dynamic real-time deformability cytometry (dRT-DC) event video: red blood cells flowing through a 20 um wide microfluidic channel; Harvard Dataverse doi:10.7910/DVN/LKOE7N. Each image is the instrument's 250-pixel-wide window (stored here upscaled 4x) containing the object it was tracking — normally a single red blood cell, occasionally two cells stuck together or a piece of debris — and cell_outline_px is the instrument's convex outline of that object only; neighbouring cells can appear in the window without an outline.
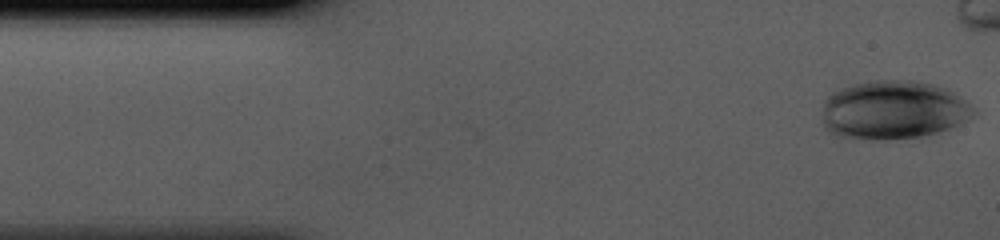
{"species": "human", "species_latin": "Homo sapiens", "temperature_condition": "cold", "stored_images_in_passage": 38, "camera_frame_rate_fps": 3000, "um_per_image_px": 0.085, "donor": {"sex": "male"}, "frame": {"image": 1, "passage_image": 1, "time_ms": 0.0, "image_size_px": [1000, 240], "cell_outline_px": [[976, 112], [968, 120], [952, 128], [920, 136], [888, 140], [868, 140], [832, 136], [824, 128], [820, 116], [820, 112], [824, 100], [832, 92], [856, 84], [872, 80], [912, 80], [932, 84], [944, 88], [960, 96]], "centroid_in_image_um": [75.85, 9.38], "position_along_channel_um": 9.1, "area_um2": 52.31}}
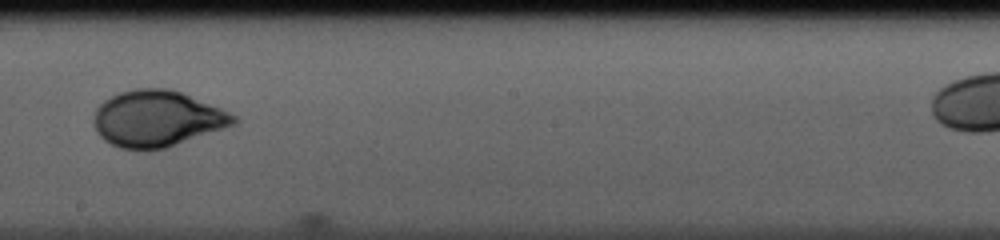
{"frame": {"image": 2, "passage_image": 23, "time_ms": 7.333, "image_size_px": [1000, 240], "cell_outline_px": [[240, 120], [236, 124], [168, 148], [148, 152], [140, 152], [120, 148], [104, 140], [96, 132], [96, 108], [104, 100], [120, 92], [136, 88], [168, 88], [180, 92], [220, 108], [236, 116]], "centroid_in_image_um": [13.37, 10.13], "position_along_channel_um": 234.8, "area_um2": 46.07}}
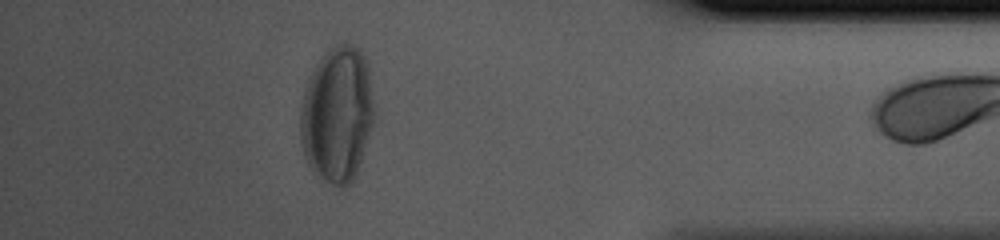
{"frame": {"image": 3, "passage_image": 37, "time_ms": 12.0, "image_size_px": [1000, 240], "cell_outline_px": [[376, 116], [356, 176], [352, 184], [344, 188], [340, 188], [316, 176], [312, 172], [304, 156], [300, 140], [300, 108], [304, 92], [308, 80], [316, 64], [324, 52], [328, 48], [336, 44], [352, 44], [360, 48], [368, 64], [376, 108]], "centroid_in_image_um": [28.69, 9.75], "position_along_channel_um": 406.5, "area_um2": 59.88}}